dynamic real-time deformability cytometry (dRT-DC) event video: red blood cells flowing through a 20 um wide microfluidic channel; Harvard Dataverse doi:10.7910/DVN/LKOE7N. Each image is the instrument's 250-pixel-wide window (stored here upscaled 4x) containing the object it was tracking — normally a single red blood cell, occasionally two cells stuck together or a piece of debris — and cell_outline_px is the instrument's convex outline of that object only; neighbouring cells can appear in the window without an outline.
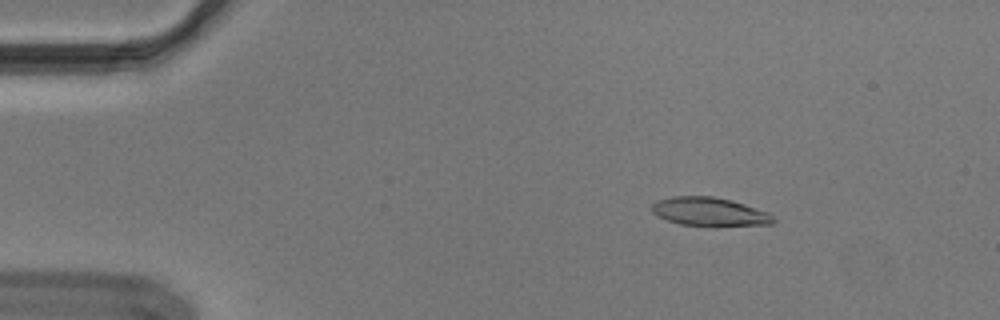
{"species": "Egyptian fruit bat (a non-hibernating species)", "species_latin": "Rousettus aegyptiacus", "temperature_condition": "cold", "stored_images_in_passage": 54, "camera_frame_rate_fps": 3000, "um_per_image_px": 0.085, "animal": {"sex": "male"}, "frame": {"image": 1, "passage_image": 8, "time_ms": 2.333, "image_size_px": [1000, 320], "cell_outline_px": [[776, 220], [772, 224], [680, 224], [656, 216], [652, 212], [652, 204], [656, 200], [672, 196], [712, 196], [732, 200], [768, 212]], "centroid_in_image_um": [60.25, 17.95], "position_along_channel_um": 24.8, "area_um2": 19.59}}
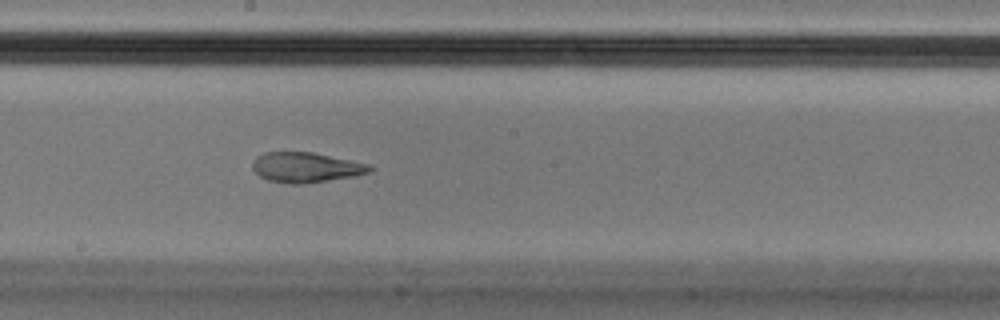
{"frame": {"image": 2, "passage_image": 30, "time_ms": 9.667, "image_size_px": [1000, 320], "cell_outline_px": [[376, 168], [368, 172], [352, 176], [304, 184], [288, 184], [268, 180], [260, 176], [252, 168], [252, 160], [256, 156], [264, 152], [312, 152], [372, 164]], "centroid_in_image_um": [26.0, 14.22], "position_along_channel_um": 222.2, "area_um2": 20.69}}
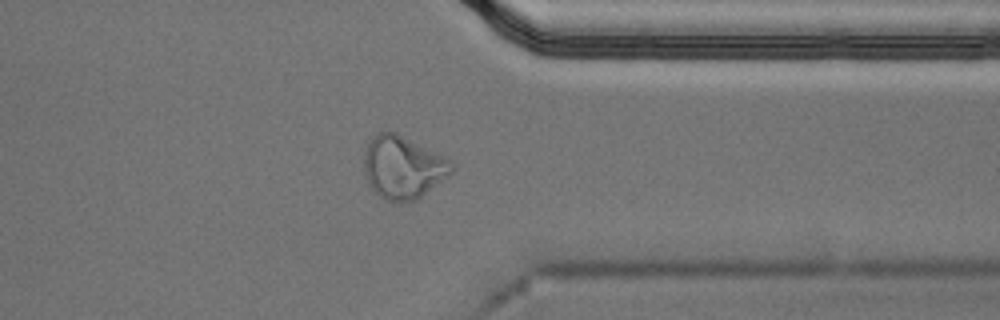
{"frame": {"image": 3, "passage_image": 43, "time_ms": 14.0, "image_size_px": [1000, 320], "cell_outline_px": [[456, 164], [452, 172], [448, 176], [416, 200], [400, 204], [384, 200], [368, 184], [364, 172], [364, 148], [368, 140], [376, 132], [396, 132], [452, 160]], "centroid_in_image_um": [34.24, 14.22], "position_along_channel_um": 377.2, "area_um2": 32.54}, "authors_computed_cell_mechanics": {"area_um2": 21.0103, "velocity_mm_per_s": 3.6616, "shape_relaxation_time_tau1_ms": null, "shape_relaxation_time_tau2_ms": 2.1342, "deformation_change_tau1": null, "deformation_change_tau2": 0.0964}}